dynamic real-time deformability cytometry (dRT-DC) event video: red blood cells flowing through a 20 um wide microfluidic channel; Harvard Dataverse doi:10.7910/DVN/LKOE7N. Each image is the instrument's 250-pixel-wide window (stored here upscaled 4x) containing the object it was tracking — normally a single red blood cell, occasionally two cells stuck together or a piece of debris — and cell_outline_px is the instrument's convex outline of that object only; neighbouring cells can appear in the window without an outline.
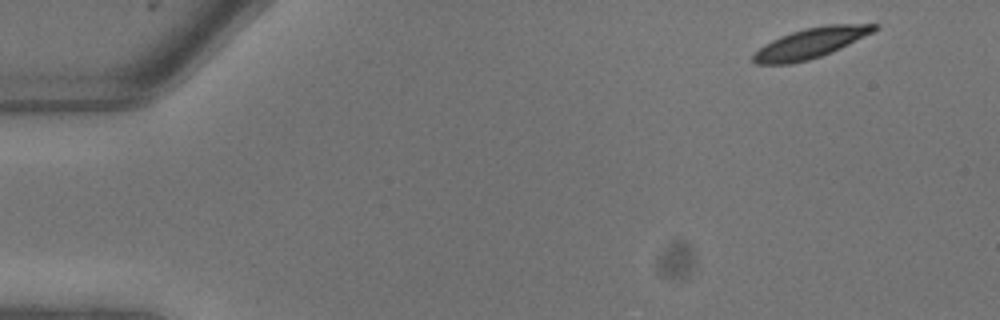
{"species": "common noctule bat (a hibernating species)", "species_latin": "Nyctalus noctula", "temperature_condition": "warm", "stored_images_in_passage": 8, "camera_frame_rate_fps": 3000, "um_per_image_px": 0.085, "animal": {"sex": "male", "body_mass_g": 13.3}, "frame": {"image": 1, "passage_image": 1, "time_ms": 0.0, "image_size_px": [1000, 320], "cell_outline_px": [[880, 28], [832, 52], [808, 60], [792, 64], [756, 64], [752, 60], [752, 56], [764, 44], [780, 36], [804, 28], [828, 24], [880, 24]], "centroid_in_image_um": [68.89, 3.66], "position_along_channel_um": 16.1, "area_um2": 21.15}}
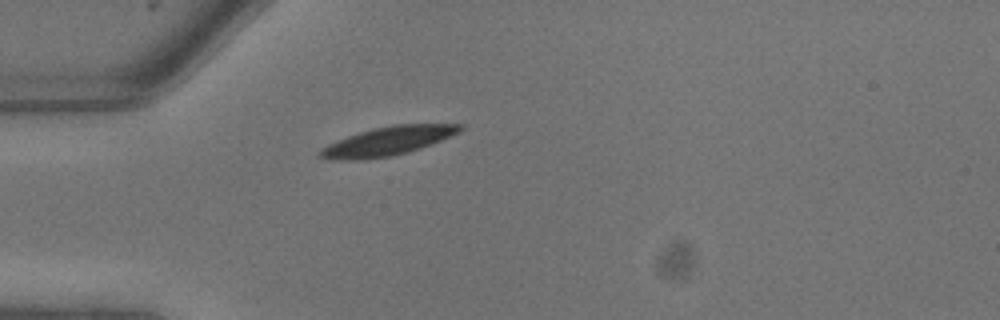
{"frame": {"image": 2, "passage_image": 6, "time_ms": 1.667, "image_size_px": [1000, 320], "cell_outline_px": [[464, 128], [460, 132], [432, 144], [408, 152], [388, 156], [356, 160], [328, 160], [316, 156], [316, 152], [328, 144], [348, 136], [372, 128], [392, 124], [464, 124]], "centroid_in_image_um": [32.93, 11.99], "position_along_channel_um": 52.1, "area_um2": 23.52}}
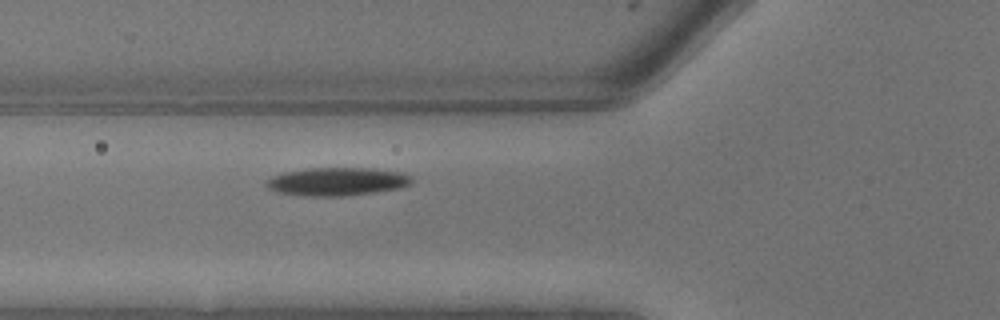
{"frame": {"image": 3, "passage_image": 8, "time_ms": 2.333, "image_size_px": [1000, 320], "cell_outline_px": [[412, 184], [400, 188], [344, 196], [304, 196], [280, 192], [268, 188], [264, 184], [272, 176], [288, 172], [312, 168], [372, 168], [404, 172], [412, 176]], "centroid_in_image_um": [28.72, 15.43], "position_along_channel_um": 97.1, "area_um2": 23.76}}